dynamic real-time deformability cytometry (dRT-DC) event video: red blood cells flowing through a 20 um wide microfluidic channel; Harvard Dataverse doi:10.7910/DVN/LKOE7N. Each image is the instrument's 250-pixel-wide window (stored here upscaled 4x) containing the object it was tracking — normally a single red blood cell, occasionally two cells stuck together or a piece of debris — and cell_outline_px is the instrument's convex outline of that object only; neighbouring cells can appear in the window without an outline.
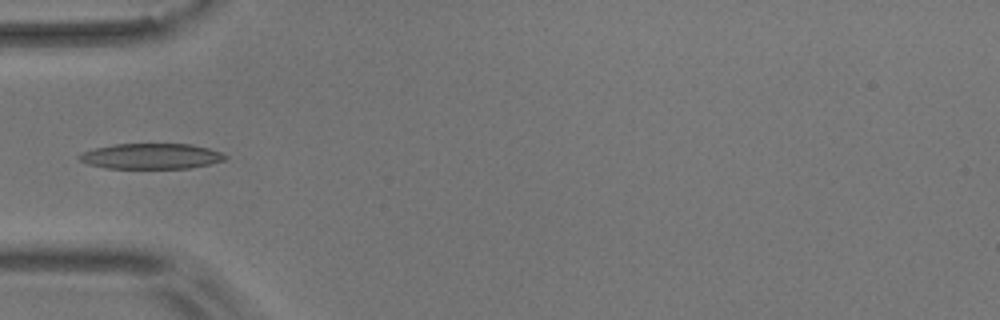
{"species": "common noctule bat (a hibernating species)", "species_latin": "Nyctalus noctula", "temperature_condition": "room temperature", "stored_images_in_passage": 5, "camera_frame_rate_fps": 3000, "um_per_image_px": 0.085, "animal": {"sex": "male", "body_mass_g": 17.9}, "frame": {"image": 1, "passage_image": 5, "time_ms": 5.333, "image_size_px": [1000, 320], "cell_outline_px": [[228, 156], [224, 160], [208, 164], [188, 168], [108, 168], [88, 164], [80, 160], [76, 156], [80, 152], [96, 148], [116, 144], [188, 144], [208, 148], [220, 152]], "centroid_in_image_um": [12.81, 13.27], "position_along_channel_um": 72.2, "area_um2": 21.5}}